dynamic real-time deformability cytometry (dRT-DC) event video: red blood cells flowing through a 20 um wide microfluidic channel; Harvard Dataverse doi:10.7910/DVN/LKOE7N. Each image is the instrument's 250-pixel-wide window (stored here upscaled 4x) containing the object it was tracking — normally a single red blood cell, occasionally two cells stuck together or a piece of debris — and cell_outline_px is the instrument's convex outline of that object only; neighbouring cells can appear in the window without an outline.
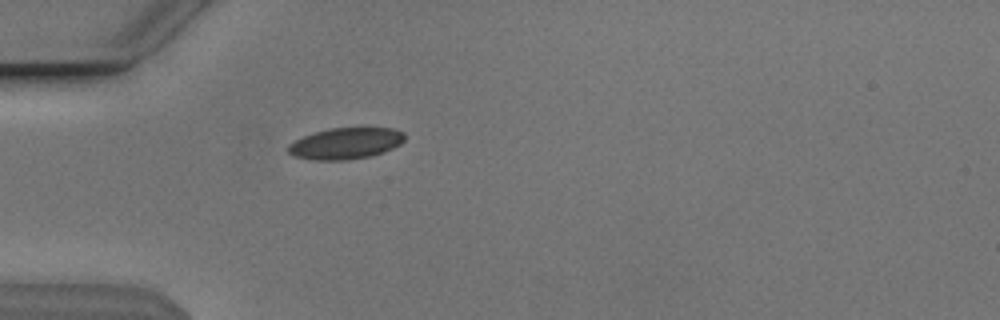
{"species": "Egyptian fruit bat (a non-hibernating species)", "species_latin": "Rousettus aegyptiacus", "temperature_condition": "cold", "stored_images_in_passage": 3, "camera_frame_rate_fps": 3000, "um_per_image_px": 0.085, "animal": {"sex": "male"}, "frame": {"image": 1, "passage_image": 1, "time_ms": 0.0, "image_size_px": [1000, 320], "cell_outline_px": [[404, 140], [400, 144], [384, 152], [368, 156], [348, 160], [316, 160], [292, 156], [288, 152], [288, 144], [304, 136], [328, 128], [392, 128], [404, 132]], "centroid_in_image_um": [29.37, 12.19], "position_along_channel_um": 55.6, "area_um2": 21.15}}